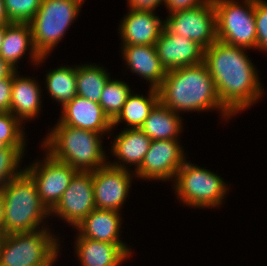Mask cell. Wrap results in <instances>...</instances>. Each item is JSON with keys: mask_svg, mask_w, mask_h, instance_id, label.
<instances>
[{"mask_svg": "<svg viewBox=\"0 0 267 266\" xmlns=\"http://www.w3.org/2000/svg\"><path fill=\"white\" fill-rule=\"evenodd\" d=\"M247 50L218 40L204 49V63L219 100L233 116L251 108L265 93Z\"/></svg>", "mask_w": 267, "mask_h": 266, "instance_id": "cell-1", "label": "cell"}, {"mask_svg": "<svg viewBox=\"0 0 267 266\" xmlns=\"http://www.w3.org/2000/svg\"><path fill=\"white\" fill-rule=\"evenodd\" d=\"M157 90L159 102L177 114L217 110L225 121L234 117L219 100L213 78L204 62L167 71Z\"/></svg>", "mask_w": 267, "mask_h": 266, "instance_id": "cell-2", "label": "cell"}, {"mask_svg": "<svg viewBox=\"0 0 267 266\" xmlns=\"http://www.w3.org/2000/svg\"><path fill=\"white\" fill-rule=\"evenodd\" d=\"M112 134L74 128L57 121L42 141L41 149L77 171L93 172L108 163L109 156L103 149L102 139Z\"/></svg>", "mask_w": 267, "mask_h": 266, "instance_id": "cell-3", "label": "cell"}, {"mask_svg": "<svg viewBox=\"0 0 267 266\" xmlns=\"http://www.w3.org/2000/svg\"><path fill=\"white\" fill-rule=\"evenodd\" d=\"M2 191L6 235L49 228L44 222L50 217V211L41 202L35 182L25 171L9 181Z\"/></svg>", "mask_w": 267, "mask_h": 266, "instance_id": "cell-4", "label": "cell"}, {"mask_svg": "<svg viewBox=\"0 0 267 266\" xmlns=\"http://www.w3.org/2000/svg\"><path fill=\"white\" fill-rule=\"evenodd\" d=\"M52 233L47 228L5 235L0 239V266L55 265L62 246Z\"/></svg>", "mask_w": 267, "mask_h": 266, "instance_id": "cell-5", "label": "cell"}, {"mask_svg": "<svg viewBox=\"0 0 267 266\" xmlns=\"http://www.w3.org/2000/svg\"><path fill=\"white\" fill-rule=\"evenodd\" d=\"M221 176L185 160L173 181L174 193L180 203L196 208L220 207L229 194L227 183ZM228 186V187H227Z\"/></svg>", "mask_w": 267, "mask_h": 266, "instance_id": "cell-6", "label": "cell"}, {"mask_svg": "<svg viewBox=\"0 0 267 266\" xmlns=\"http://www.w3.org/2000/svg\"><path fill=\"white\" fill-rule=\"evenodd\" d=\"M81 8L74 0H41L37 13L29 22L34 47L40 56H50L75 23Z\"/></svg>", "mask_w": 267, "mask_h": 266, "instance_id": "cell-7", "label": "cell"}, {"mask_svg": "<svg viewBox=\"0 0 267 266\" xmlns=\"http://www.w3.org/2000/svg\"><path fill=\"white\" fill-rule=\"evenodd\" d=\"M213 0L217 40L225 44L257 50L254 0Z\"/></svg>", "mask_w": 267, "mask_h": 266, "instance_id": "cell-8", "label": "cell"}, {"mask_svg": "<svg viewBox=\"0 0 267 266\" xmlns=\"http://www.w3.org/2000/svg\"><path fill=\"white\" fill-rule=\"evenodd\" d=\"M42 160H35L24 171L33 179L41 202L51 211L62 198L74 175L72 166L52 158L47 152Z\"/></svg>", "mask_w": 267, "mask_h": 266, "instance_id": "cell-9", "label": "cell"}, {"mask_svg": "<svg viewBox=\"0 0 267 266\" xmlns=\"http://www.w3.org/2000/svg\"><path fill=\"white\" fill-rule=\"evenodd\" d=\"M164 26L171 32L197 42L204 49L217 40L216 12L213 0L198 7L170 13Z\"/></svg>", "mask_w": 267, "mask_h": 266, "instance_id": "cell-10", "label": "cell"}, {"mask_svg": "<svg viewBox=\"0 0 267 266\" xmlns=\"http://www.w3.org/2000/svg\"><path fill=\"white\" fill-rule=\"evenodd\" d=\"M179 140H151L142 164L134 171L137 180L173 182L187 157Z\"/></svg>", "mask_w": 267, "mask_h": 266, "instance_id": "cell-11", "label": "cell"}, {"mask_svg": "<svg viewBox=\"0 0 267 266\" xmlns=\"http://www.w3.org/2000/svg\"><path fill=\"white\" fill-rule=\"evenodd\" d=\"M134 171L108 163L92 172L95 207L121 212L129 196Z\"/></svg>", "mask_w": 267, "mask_h": 266, "instance_id": "cell-12", "label": "cell"}, {"mask_svg": "<svg viewBox=\"0 0 267 266\" xmlns=\"http://www.w3.org/2000/svg\"><path fill=\"white\" fill-rule=\"evenodd\" d=\"M95 208L92 172L78 171L50 216L75 228Z\"/></svg>", "mask_w": 267, "mask_h": 266, "instance_id": "cell-13", "label": "cell"}, {"mask_svg": "<svg viewBox=\"0 0 267 266\" xmlns=\"http://www.w3.org/2000/svg\"><path fill=\"white\" fill-rule=\"evenodd\" d=\"M154 46L167 71L204 62V48L201 45L171 33L165 26Z\"/></svg>", "mask_w": 267, "mask_h": 266, "instance_id": "cell-14", "label": "cell"}, {"mask_svg": "<svg viewBox=\"0 0 267 266\" xmlns=\"http://www.w3.org/2000/svg\"><path fill=\"white\" fill-rule=\"evenodd\" d=\"M57 121L63 125L100 134L113 132L112 121L100 104L80 96H75L61 107V115Z\"/></svg>", "mask_w": 267, "mask_h": 266, "instance_id": "cell-15", "label": "cell"}, {"mask_svg": "<svg viewBox=\"0 0 267 266\" xmlns=\"http://www.w3.org/2000/svg\"><path fill=\"white\" fill-rule=\"evenodd\" d=\"M119 24L121 45H155L164 21L156 12L138 11L129 8Z\"/></svg>", "mask_w": 267, "mask_h": 266, "instance_id": "cell-16", "label": "cell"}, {"mask_svg": "<svg viewBox=\"0 0 267 266\" xmlns=\"http://www.w3.org/2000/svg\"><path fill=\"white\" fill-rule=\"evenodd\" d=\"M75 248L77 259L82 266H122L132 254L127 244H112L76 236Z\"/></svg>", "mask_w": 267, "mask_h": 266, "instance_id": "cell-17", "label": "cell"}, {"mask_svg": "<svg viewBox=\"0 0 267 266\" xmlns=\"http://www.w3.org/2000/svg\"><path fill=\"white\" fill-rule=\"evenodd\" d=\"M29 51V52H28ZM34 65L44 63L48 56H40L34 47L31 27L29 23L10 22L5 29V36L0 48V57L14 70L25 53Z\"/></svg>", "mask_w": 267, "mask_h": 266, "instance_id": "cell-18", "label": "cell"}, {"mask_svg": "<svg viewBox=\"0 0 267 266\" xmlns=\"http://www.w3.org/2000/svg\"><path fill=\"white\" fill-rule=\"evenodd\" d=\"M120 53L125 65L132 73L150 83L149 87L158 88L167 70L162 65L154 45H121Z\"/></svg>", "mask_w": 267, "mask_h": 266, "instance_id": "cell-19", "label": "cell"}, {"mask_svg": "<svg viewBox=\"0 0 267 266\" xmlns=\"http://www.w3.org/2000/svg\"><path fill=\"white\" fill-rule=\"evenodd\" d=\"M120 131L116 136H112L114 140L110 146V154L118 161L116 159L113 162L108 161V164L127 170L134 165L132 171L133 169L136 171L149 150L151 139L141 129L124 128Z\"/></svg>", "mask_w": 267, "mask_h": 266, "instance_id": "cell-20", "label": "cell"}, {"mask_svg": "<svg viewBox=\"0 0 267 266\" xmlns=\"http://www.w3.org/2000/svg\"><path fill=\"white\" fill-rule=\"evenodd\" d=\"M40 83L34 77L20 76L18 70L13 72L10 112L23 124L39 115L42 102Z\"/></svg>", "mask_w": 267, "mask_h": 266, "instance_id": "cell-21", "label": "cell"}, {"mask_svg": "<svg viewBox=\"0 0 267 266\" xmlns=\"http://www.w3.org/2000/svg\"><path fill=\"white\" fill-rule=\"evenodd\" d=\"M121 214L118 211L95 208L75 227V230L84 238L112 244H127L120 237L123 223Z\"/></svg>", "mask_w": 267, "mask_h": 266, "instance_id": "cell-22", "label": "cell"}, {"mask_svg": "<svg viewBox=\"0 0 267 266\" xmlns=\"http://www.w3.org/2000/svg\"><path fill=\"white\" fill-rule=\"evenodd\" d=\"M180 115L159 102L140 129L151 140H177L184 128L183 119Z\"/></svg>", "mask_w": 267, "mask_h": 266, "instance_id": "cell-23", "label": "cell"}, {"mask_svg": "<svg viewBox=\"0 0 267 266\" xmlns=\"http://www.w3.org/2000/svg\"><path fill=\"white\" fill-rule=\"evenodd\" d=\"M159 103V93L156 88L149 87L148 95L137 94L132 91L128 96L121 112L112 121V129L121 123L125 129H140L153 108Z\"/></svg>", "mask_w": 267, "mask_h": 266, "instance_id": "cell-24", "label": "cell"}, {"mask_svg": "<svg viewBox=\"0 0 267 266\" xmlns=\"http://www.w3.org/2000/svg\"><path fill=\"white\" fill-rule=\"evenodd\" d=\"M45 92L62 107L77 96L76 66L62 65L45 75Z\"/></svg>", "mask_w": 267, "mask_h": 266, "instance_id": "cell-25", "label": "cell"}, {"mask_svg": "<svg viewBox=\"0 0 267 266\" xmlns=\"http://www.w3.org/2000/svg\"><path fill=\"white\" fill-rule=\"evenodd\" d=\"M104 67L89 63L76 66L77 96L99 103L103 88L111 78Z\"/></svg>", "mask_w": 267, "mask_h": 266, "instance_id": "cell-26", "label": "cell"}, {"mask_svg": "<svg viewBox=\"0 0 267 266\" xmlns=\"http://www.w3.org/2000/svg\"><path fill=\"white\" fill-rule=\"evenodd\" d=\"M129 86L122 79L113 78L105 84L99 104L111 121L121 112L128 96L133 91Z\"/></svg>", "mask_w": 267, "mask_h": 266, "instance_id": "cell-27", "label": "cell"}, {"mask_svg": "<svg viewBox=\"0 0 267 266\" xmlns=\"http://www.w3.org/2000/svg\"><path fill=\"white\" fill-rule=\"evenodd\" d=\"M26 148L6 147L0 150V189L24 171L20 165H22Z\"/></svg>", "mask_w": 267, "mask_h": 266, "instance_id": "cell-28", "label": "cell"}, {"mask_svg": "<svg viewBox=\"0 0 267 266\" xmlns=\"http://www.w3.org/2000/svg\"><path fill=\"white\" fill-rule=\"evenodd\" d=\"M22 124L11 112H0V141L7 147H27Z\"/></svg>", "mask_w": 267, "mask_h": 266, "instance_id": "cell-29", "label": "cell"}, {"mask_svg": "<svg viewBox=\"0 0 267 266\" xmlns=\"http://www.w3.org/2000/svg\"><path fill=\"white\" fill-rule=\"evenodd\" d=\"M10 22L29 23L37 13L41 0H4Z\"/></svg>", "mask_w": 267, "mask_h": 266, "instance_id": "cell-30", "label": "cell"}, {"mask_svg": "<svg viewBox=\"0 0 267 266\" xmlns=\"http://www.w3.org/2000/svg\"><path fill=\"white\" fill-rule=\"evenodd\" d=\"M257 50L267 52V1L254 0Z\"/></svg>", "mask_w": 267, "mask_h": 266, "instance_id": "cell-31", "label": "cell"}, {"mask_svg": "<svg viewBox=\"0 0 267 266\" xmlns=\"http://www.w3.org/2000/svg\"><path fill=\"white\" fill-rule=\"evenodd\" d=\"M13 73L0 80V112H10Z\"/></svg>", "mask_w": 267, "mask_h": 266, "instance_id": "cell-32", "label": "cell"}, {"mask_svg": "<svg viewBox=\"0 0 267 266\" xmlns=\"http://www.w3.org/2000/svg\"><path fill=\"white\" fill-rule=\"evenodd\" d=\"M211 0H164V6L168 9L169 13L187 10L198 7L202 4L209 3Z\"/></svg>", "mask_w": 267, "mask_h": 266, "instance_id": "cell-33", "label": "cell"}, {"mask_svg": "<svg viewBox=\"0 0 267 266\" xmlns=\"http://www.w3.org/2000/svg\"><path fill=\"white\" fill-rule=\"evenodd\" d=\"M127 7L138 11L156 12L157 7L164 5V0H126Z\"/></svg>", "mask_w": 267, "mask_h": 266, "instance_id": "cell-34", "label": "cell"}, {"mask_svg": "<svg viewBox=\"0 0 267 266\" xmlns=\"http://www.w3.org/2000/svg\"><path fill=\"white\" fill-rule=\"evenodd\" d=\"M15 70L0 57V80L10 76Z\"/></svg>", "mask_w": 267, "mask_h": 266, "instance_id": "cell-35", "label": "cell"}, {"mask_svg": "<svg viewBox=\"0 0 267 266\" xmlns=\"http://www.w3.org/2000/svg\"><path fill=\"white\" fill-rule=\"evenodd\" d=\"M3 215V191L0 189V239L6 235Z\"/></svg>", "mask_w": 267, "mask_h": 266, "instance_id": "cell-36", "label": "cell"}, {"mask_svg": "<svg viewBox=\"0 0 267 266\" xmlns=\"http://www.w3.org/2000/svg\"><path fill=\"white\" fill-rule=\"evenodd\" d=\"M10 23L6 10L4 0H0V25Z\"/></svg>", "mask_w": 267, "mask_h": 266, "instance_id": "cell-37", "label": "cell"}, {"mask_svg": "<svg viewBox=\"0 0 267 266\" xmlns=\"http://www.w3.org/2000/svg\"><path fill=\"white\" fill-rule=\"evenodd\" d=\"M6 27H7V24L0 25V48H1L2 43H3Z\"/></svg>", "mask_w": 267, "mask_h": 266, "instance_id": "cell-38", "label": "cell"}, {"mask_svg": "<svg viewBox=\"0 0 267 266\" xmlns=\"http://www.w3.org/2000/svg\"><path fill=\"white\" fill-rule=\"evenodd\" d=\"M6 147L7 146L2 141H0V150L5 149Z\"/></svg>", "mask_w": 267, "mask_h": 266, "instance_id": "cell-39", "label": "cell"}, {"mask_svg": "<svg viewBox=\"0 0 267 266\" xmlns=\"http://www.w3.org/2000/svg\"><path fill=\"white\" fill-rule=\"evenodd\" d=\"M74 1H77L81 6H83V4H84V0H74Z\"/></svg>", "mask_w": 267, "mask_h": 266, "instance_id": "cell-40", "label": "cell"}]
</instances>
